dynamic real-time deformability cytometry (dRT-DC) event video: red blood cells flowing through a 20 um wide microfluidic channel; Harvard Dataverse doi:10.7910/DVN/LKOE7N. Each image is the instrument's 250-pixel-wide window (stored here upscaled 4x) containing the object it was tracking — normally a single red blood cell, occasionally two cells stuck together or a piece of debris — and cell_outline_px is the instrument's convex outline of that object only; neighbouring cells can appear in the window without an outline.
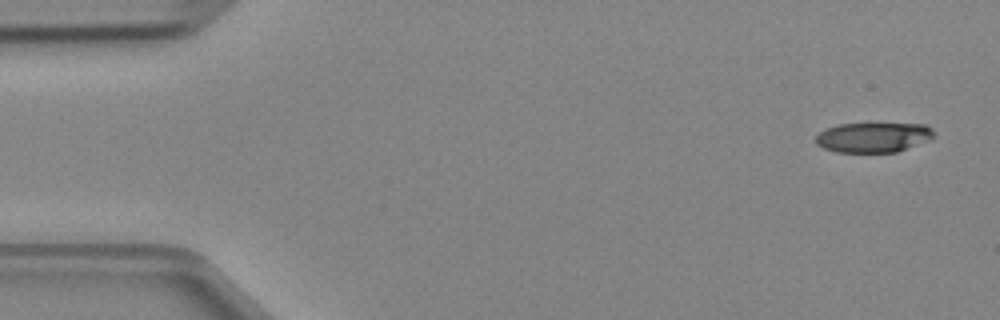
{"species": "Egyptian fruit bat (a non-hibernating species)", "species_latin": "Rousettus aegyptiacus", "temperature_condition": "cold", "stored_images_in_passage": 4, "camera_frame_rate_fps": 3000, "um_per_image_px": 0.085, "animal": {"sex": "female"}, "frame": {"image": 1, "passage_image": 1, "time_ms": 0.0, "image_size_px": [1000, 320], "cell_outline_px": [[936, 136], [928, 140], [896, 152], [836, 152], [824, 148], [816, 144], [816, 136], [820, 132], [828, 128], [840, 124], [928, 124], [932, 128]], "centroid_in_image_um": [74.26, 11.67], "position_along_channel_um": 10.7, "area_um2": 20.46}}
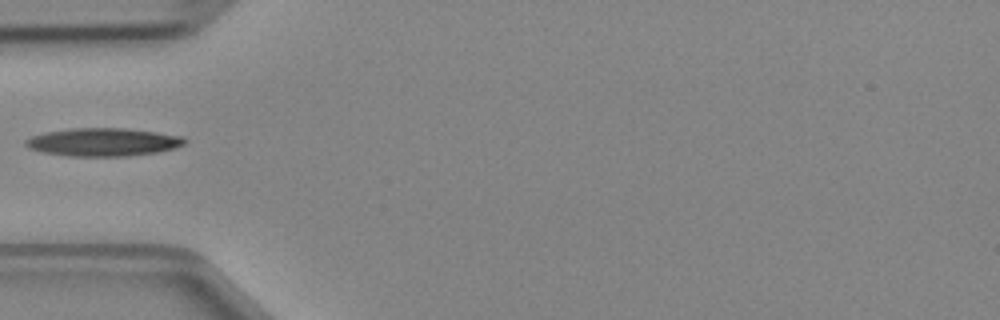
{"frame": {"image": 2, "passage_image": 4, "time_ms": 1.0, "image_size_px": [1000, 320], "cell_outline_px": [[188, 140], [184, 144], [172, 148], [156, 152], [128, 156], [68, 156], [40, 152], [28, 148], [24, 144], [24, 140], [32, 136], [44, 132], [72, 128], [124, 128], [156, 132], [184, 136]], "centroid_in_image_um": [8.73, 12.07], "position_along_channel_um": 76.3, "area_um2": 26.13}}